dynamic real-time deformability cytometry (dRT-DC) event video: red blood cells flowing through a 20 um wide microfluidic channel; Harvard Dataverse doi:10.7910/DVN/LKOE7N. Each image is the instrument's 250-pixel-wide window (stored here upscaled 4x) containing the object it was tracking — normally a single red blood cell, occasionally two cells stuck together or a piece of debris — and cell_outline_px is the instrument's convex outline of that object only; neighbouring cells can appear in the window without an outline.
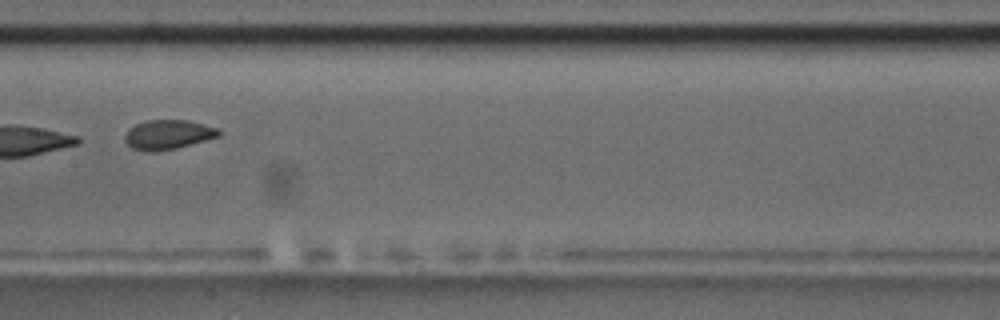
{"species": "common noctule bat (a hibernating species)", "species_latin": "Nyctalus noctula", "temperature_condition": "room temperature", "stored_images_in_passage": 13, "camera_frame_rate_fps": 3000, "um_per_image_px": 0.085, "animal": {"sex": "male", "body_mass_g": 17.5, "forearm_length_mm": 52.3}, "frame": {"image": 1, "passage_image": 8, "time_ms": 9.0, "image_size_px": [1000, 320], "cell_outline_px": [[224, 132], [220, 136], [176, 148], [156, 152], [148, 152], [132, 148], [124, 140], [124, 136], [136, 124], [144, 120], [188, 120], [220, 128]], "centroid_in_image_um": [14.33, 11.44], "position_along_channel_um": 193.1, "area_um2": 16.24}}